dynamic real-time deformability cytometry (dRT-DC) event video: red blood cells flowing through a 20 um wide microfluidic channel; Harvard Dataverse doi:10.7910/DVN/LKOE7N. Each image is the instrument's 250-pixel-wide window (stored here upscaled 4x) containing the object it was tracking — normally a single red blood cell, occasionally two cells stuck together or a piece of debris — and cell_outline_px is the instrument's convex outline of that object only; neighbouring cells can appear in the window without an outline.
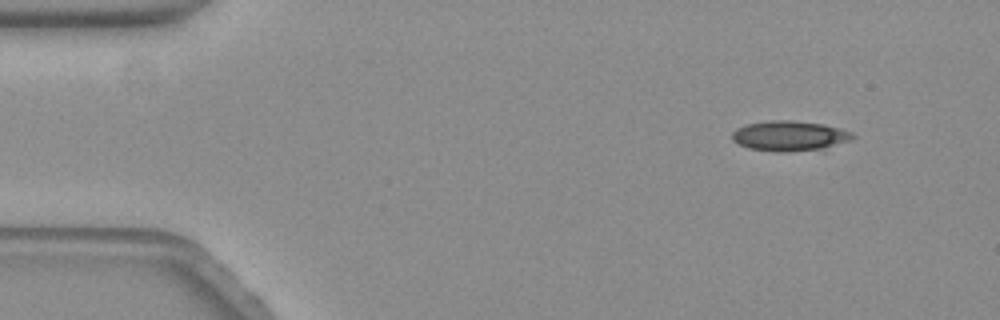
{"species": "common noctule bat (a hibernating species)", "species_latin": "Nyctalus noctula", "temperature_condition": "warm", "stored_images_in_passage": 14, "camera_frame_rate_fps": 3000, "um_per_image_px": 0.085, "animal": {"sex": "female", "body_mass_g": 19.3, "forearm_length_mm": 54.1}, "frame": {"image": 1, "passage_image": 1, "time_ms": 0.0, "image_size_px": [1000, 320], "cell_outline_px": [[856, 136], [848, 140], [820, 148], [780, 152], [748, 148], [732, 140], [732, 132], [736, 128], [748, 124], [768, 120], [788, 120], [824, 124], [840, 128], [852, 132]], "centroid_in_image_um": [67.06, 11.53], "position_along_channel_um": 17.9, "area_um2": 20.69}}
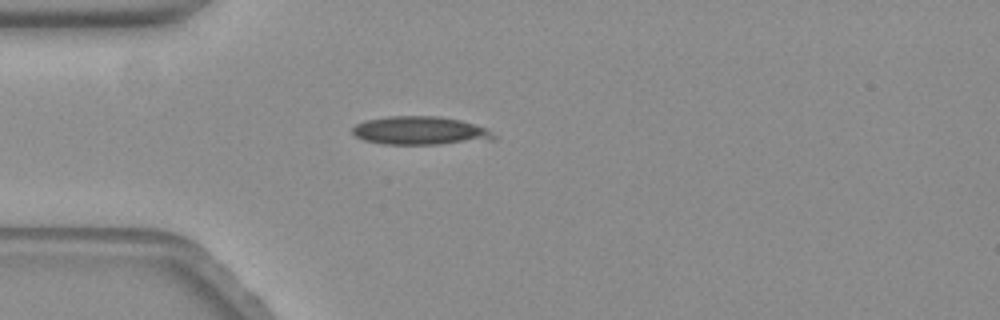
{"frame": {"image": 2, "passage_image": 11, "time_ms": 3.333, "image_size_px": [1000, 320], "cell_outline_px": [[496, 140], [440, 144], [384, 144], [364, 140], [356, 136], [352, 132], [352, 128], [356, 124], [364, 120], [388, 116], [440, 116], [460, 120], [488, 128], [496, 136]], "centroid_in_image_um": [35.75, 11.1], "position_along_channel_um": 49.3, "area_um2": 23.58}}